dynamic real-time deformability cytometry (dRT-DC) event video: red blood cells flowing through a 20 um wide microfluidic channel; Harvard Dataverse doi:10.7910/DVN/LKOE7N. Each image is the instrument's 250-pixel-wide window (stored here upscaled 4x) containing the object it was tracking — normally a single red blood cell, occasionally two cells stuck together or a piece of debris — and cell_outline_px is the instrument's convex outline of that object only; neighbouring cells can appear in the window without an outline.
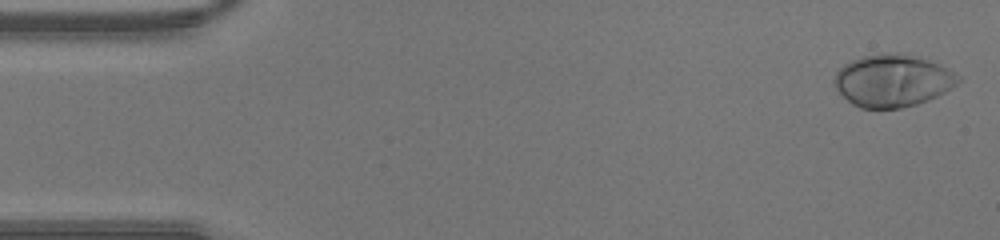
{"species": "human", "species_latin": "Homo sapiens", "temperature_condition": "warm", "stored_images_in_passage": 44, "camera_frame_rate_fps": 3000, "um_per_image_px": 0.085, "donor": {"sex": "male"}, "frame": {"image": 1, "passage_image": 1, "time_ms": 0.0, "image_size_px": [1000, 240], "cell_outline_px": [[960, 80], [956, 84], [944, 92], [928, 100], [916, 104], [900, 108], [860, 108], [852, 104], [836, 88], [832, 80], [836, 72], [844, 64], [852, 60], [864, 56], [884, 52], [896, 52], [928, 60], [960, 76]], "centroid_in_image_um": [75.82, 6.85], "position_along_channel_um": 9.2, "area_um2": 37.34}}
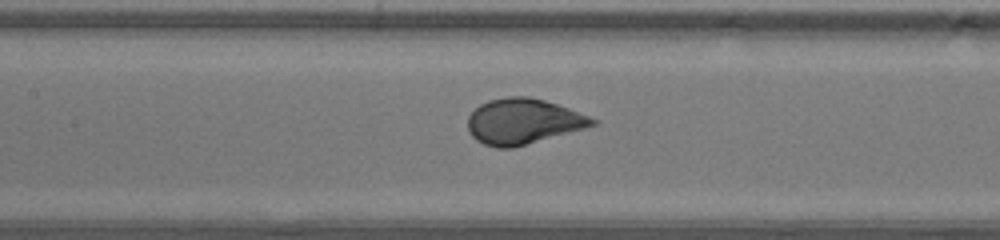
{"frame": {"image": 2, "passage_image": 20, "time_ms": 6.333, "image_size_px": [1000, 240], "cell_outline_px": [[600, 120], [596, 124], [584, 128], [512, 148], [496, 148], [484, 144], [476, 140], [472, 136], [468, 128], [468, 116], [480, 104], [488, 100], [508, 96], [528, 96], [544, 100], [568, 108]], "centroid_in_image_um": [44.45, 10.31], "position_along_channel_um": 163.0, "area_um2": 32.83}}
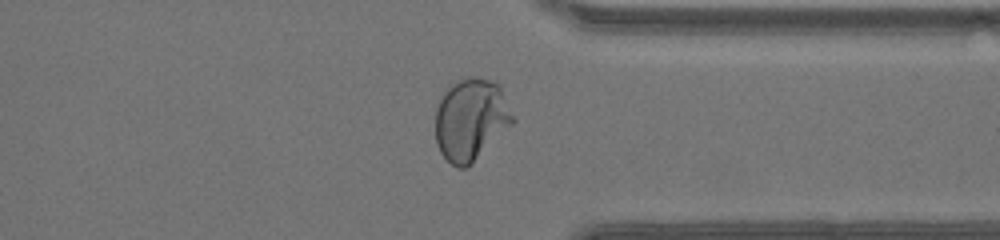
{"frame": {"image": 3, "passage_image": 34, "time_ms": 11.0, "image_size_px": [1000, 240], "cell_outline_px": [[516, 120], [512, 124], [464, 168], [456, 168], [440, 152], [436, 144], [436, 108], [444, 92], [456, 80], [464, 76], [472, 76], [488, 80], [500, 84]], "centroid_in_image_um": [40.02, 10.1], "position_along_channel_um": 371.4, "area_um2": 36.59}}